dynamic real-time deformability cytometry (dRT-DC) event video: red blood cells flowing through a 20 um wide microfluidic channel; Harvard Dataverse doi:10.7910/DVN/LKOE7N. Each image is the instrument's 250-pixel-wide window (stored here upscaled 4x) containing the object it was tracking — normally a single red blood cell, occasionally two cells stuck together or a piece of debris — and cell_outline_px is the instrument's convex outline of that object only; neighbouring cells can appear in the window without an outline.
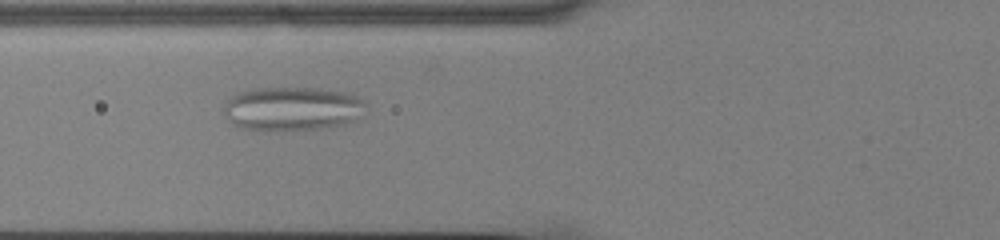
{"species": "common noctule bat (a hibernating species)", "species_latin": "Nyctalus noctula", "temperature_condition": "cold", "stored_images_in_passage": 51, "camera_frame_rate_fps": 3000, "um_per_image_px": 0.085, "animal": {"sex": "male", "body_mass_g": 13.0, "forearm_length_mm": 53.1}, "frame": {"image": 1, "passage_image": 17, "time_ms": 5.333, "image_size_px": [1000, 240], "cell_outline_px": [[364, 104], [356, 120], [344, 124], [320, 128], [252, 132], [232, 124], [224, 116], [224, 104], [236, 92], [248, 88], [320, 88], [352, 92], [364, 100]], "centroid_in_image_um": [24.78, 9.23], "position_along_channel_um": 101.0, "area_um2": 36.99}}
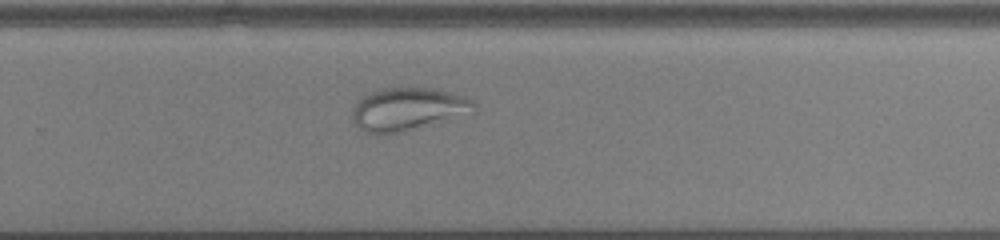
{"frame": {"image": 2, "passage_image": 33, "time_ms": 10.667, "image_size_px": [1000, 240], "cell_outline_px": [[476, 112], [404, 132], [364, 132], [352, 120], [352, 108], [356, 100], [368, 92], [384, 88], [436, 88], [464, 96], [472, 100], [476, 104]], "centroid_in_image_um": [34.68, 9.25], "position_along_channel_um": 295.1, "area_um2": 30.52}}
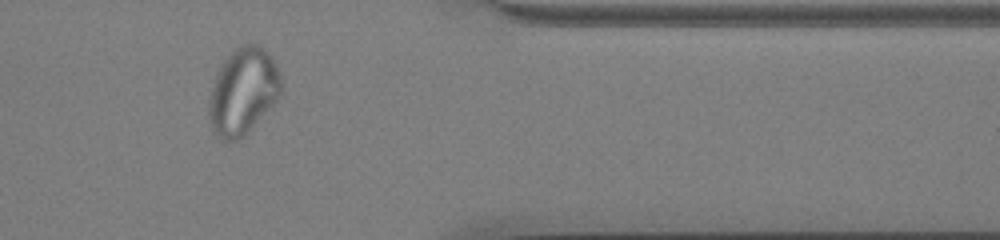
{"frame": {"image": 3, "passage_image": 42, "time_ms": 13.667, "image_size_px": [1000, 240], "cell_outline_px": [[284, 88], [276, 100], [236, 140], [228, 144], [220, 140], [212, 124], [208, 112], [208, 100], [220, 64], [236, 48], [244, 44], [256, 44], [264, 48], [276, 60], [284, 84]], "centroid_in_image_um": [20.68, 7.7], "position_along_channel_um": 390.7, "area_um2": 36.01}}